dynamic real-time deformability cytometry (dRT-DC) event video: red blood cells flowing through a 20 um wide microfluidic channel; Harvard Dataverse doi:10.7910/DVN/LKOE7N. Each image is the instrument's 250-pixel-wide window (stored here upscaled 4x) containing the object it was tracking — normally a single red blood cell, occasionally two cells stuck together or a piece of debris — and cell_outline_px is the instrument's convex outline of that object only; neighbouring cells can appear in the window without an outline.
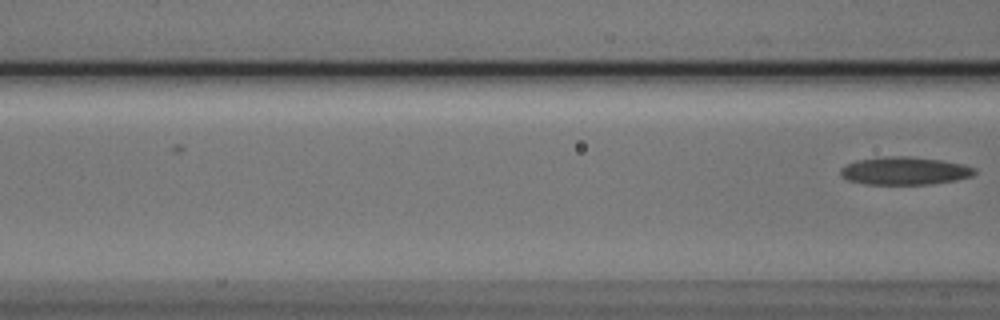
{"species": "Egyptian fruit bat (a non-hibernating species)", "species_latin": "Rousettus aegyptiacus", "temperature_condition": "cold", "stored_images_in_passage": 5, "camera_frame_rate_fps": 3000, "um_per_image_px": 0.085, "animal": {"sex": "male"}, "frame": {"image": 1, "passage_image": 5, "time_ms": 1.333, "image_size_px": [1000, 320], "cell_outline_px": [[976, 172], [972, 176], [956, 180], [932, 184], [864, 184], [848, 180], [840, 176], [840, 168], [856, 160], [888, 156], [908, 156], [940, 160], [964, 164], [976, 168]], "centroid_in_image_um": [76.9, 14.52], "position_along_channel_um": 89.7, "area_um2": 21.85}}